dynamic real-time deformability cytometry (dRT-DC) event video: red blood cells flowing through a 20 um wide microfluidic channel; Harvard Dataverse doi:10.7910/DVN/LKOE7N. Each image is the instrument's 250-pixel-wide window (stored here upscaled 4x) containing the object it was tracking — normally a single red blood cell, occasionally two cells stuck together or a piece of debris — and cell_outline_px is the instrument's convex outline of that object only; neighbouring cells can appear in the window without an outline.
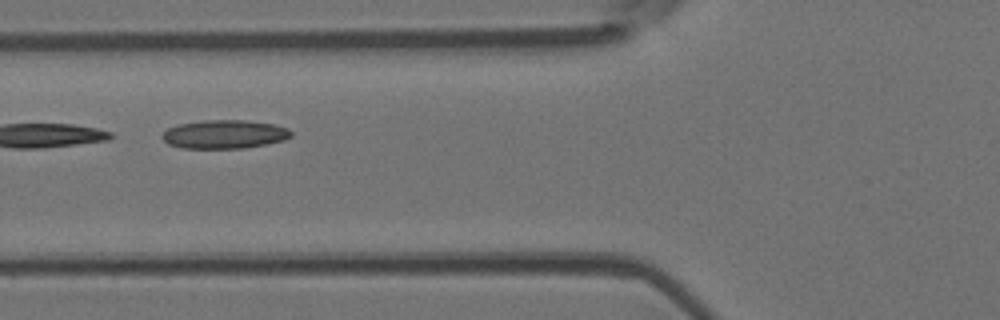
{"species": "Egyptian fruit bat (a non-hibernating species)", "species_latin": "Rousettus aegyptiacus", "temperature_condition": "room temperature", "stored_images_in_passage": 8, "camera_frame_rate_fps": 3000, "um_per_image_px": 0.085, "animal": {"sex": "female"}, "frame": {"image": 1, "passage_image": 5, "time_ms": 4.667, "image_size_px": [1000, 320], "cell_outline_px": [[292, 136], [284, 140], [244, 148], [180, 148], [168, 144], [160, 136], [168, 128], [180, 124], [204, 120], [244, 120], [272, 124], [288, 128], [292, 132]], "centroid_in_image_um": [19.06, 11.41], "position_along_channel_um": 106.7, "area_um2": 21.39}}
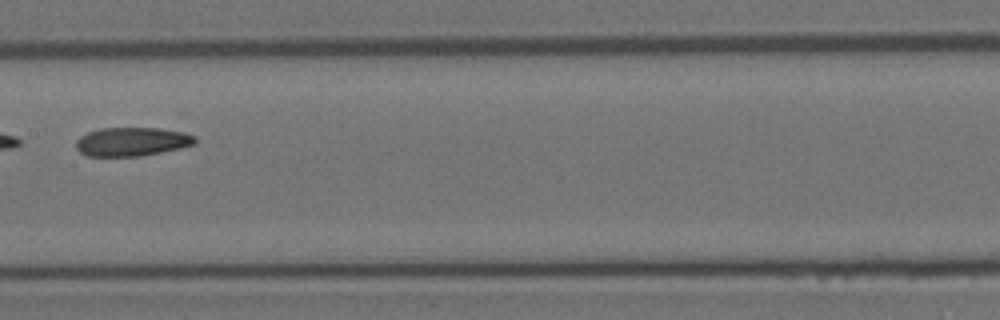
{"frame": {"image": 2, "passage_image": 7, "time_ms": 7.0, "image_size_px": [1000, 320], "cell_outline_px": [[196, 144], [180, 148], [140, 156], [88, 156], [80, 152], [76, 148], [76, 140], [80, 136], [88, 132], [104, 128], [160, 128], [184, 132], [196, 136]], "centroid_in_image_um": [11.23, 12.04], "position_along_channel_um": 196.2, "area_um2": 19.94}}
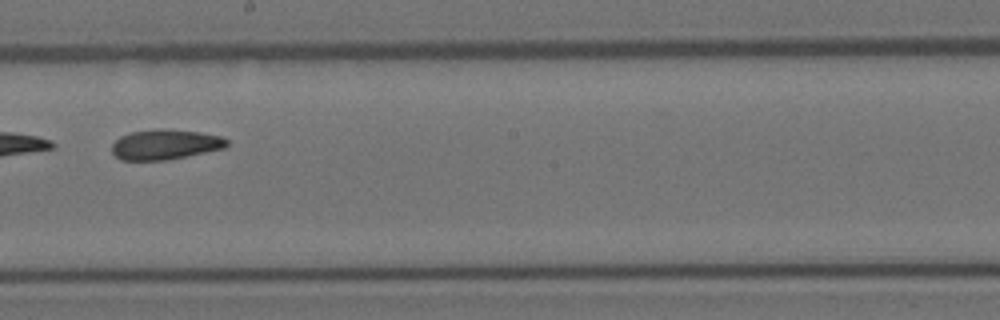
{"frame": {"image": 3, "passage_image": 8, "time_ms": 8.0, "image_size_px": [1000, 320], "cell_outline_px": [[228, 144], [224, 148], [168, 160], [120, 160], [112, 152], [112, 144], [120, 136], [132, 132], [156, 128], [200, 132], [220, 136], [228, 140]], "centroid_in_image_um": [14.02, 12.28], "position_along_channel_um": 234.2, "area_um2": 20.11}}